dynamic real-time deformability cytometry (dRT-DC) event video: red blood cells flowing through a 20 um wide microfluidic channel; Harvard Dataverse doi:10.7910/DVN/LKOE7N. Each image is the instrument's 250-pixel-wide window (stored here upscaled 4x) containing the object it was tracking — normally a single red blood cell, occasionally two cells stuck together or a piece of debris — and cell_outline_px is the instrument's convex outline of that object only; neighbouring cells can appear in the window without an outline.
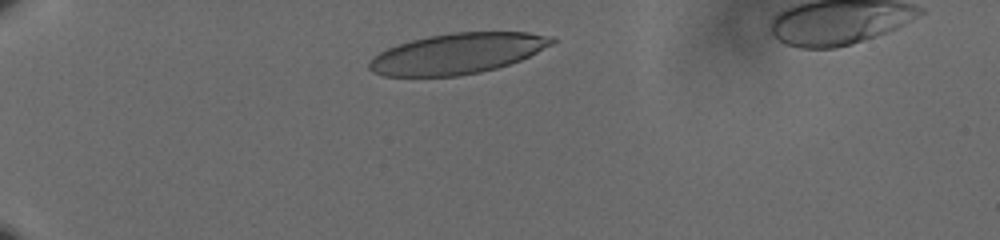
{"species": "human", "species_latin": "Homo sapiens", "temperature_condition": "cold", "stored_images_in_passage": 40, "camera_frame_rate_fps": 3000, "um_per_image_px": 0.085, "donor": {"sex": "male"}, "frame": {"image": 1, "passage_image": 5, "time_ms": 1.333, "image_size_px": [1000, 240], "cell_outline_px": [[556, 40], [552, 44], [520, 60], [496, 68], [480, 72], [456, 76], [384, 76], [372, 72], [368, 68], [368, 64], [380, 52], [396, 44], [428, 36], [452, 32], [528, 32], [552, 36]], "centroid_in_image_um": [38.87, 4.55], "position_along_channel_um": 46.1, "area_um2": 42.95}}
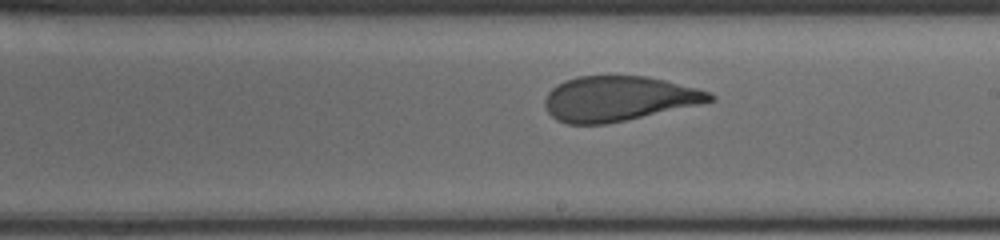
{"frame": {"image": 2, "passage_image": 25, "time_ms": 8.0, "image_size_px": [1000, 240], "cell_outline_px": [[716, 96], [712, 100], [696, 104], [624, 120], [604, 124], [568, 124], [556, 120], [548, 112], [544, 104], [544, 100], [548, 92], [556, 84], [564, 80], [576, 76], [648, 76], [712, 92]], "centroid_in_image_um": [52.5, 8.37], "position_along_channel_um": 236.5, "area_um2": 42.71}}
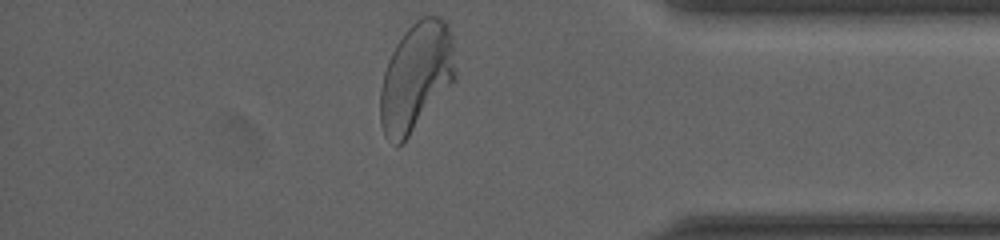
{"frame": {"image": 3, "passage_image": 40, "time_ms": 13.0, "image_size_px": [1000, 240], "cell_outline_px": [[456, 76], [404, 144], [396, 148], [384, 136], [380, 124], [380, 88], [384, 72], [388, 60], [396, 44], [404, 32], [416, 20], [424, 16], [440, 16], [448, 24], [452, 36], [456, 68]], "centroid_in_image_um": [35.35, 6.56], "position_along_channel_um": 399.9, "area_um2": 47.74}, "authors_computed_cell_mechanics": {"area_um2": 44.217, "velocity_mm_per_s": 3.603, "shape_relaxation_time_tau1_ms": 6.0479, "shape_relaxation_time_tau2_ms": 0.8522, "deformation_change_tau1": 0.1985, "deformation_change_tau2": 0.0751}}